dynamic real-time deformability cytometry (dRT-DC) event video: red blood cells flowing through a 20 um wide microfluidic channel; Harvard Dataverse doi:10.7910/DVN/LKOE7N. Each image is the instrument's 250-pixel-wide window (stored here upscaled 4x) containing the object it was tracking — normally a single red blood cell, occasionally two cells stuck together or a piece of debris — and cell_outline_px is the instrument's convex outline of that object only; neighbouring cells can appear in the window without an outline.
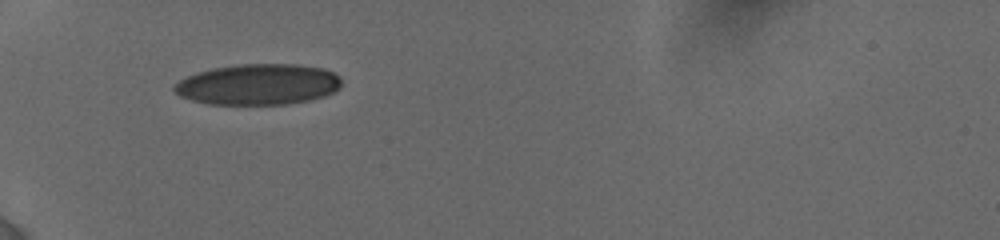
{"species": "human", "species_latin": "Homo sapiens", "temperature_condition": "cold", "stored_images_in_passage": 38, "camera_frame_rate_fps": 3000, "um_per_image_px": 0.085, "donor": {"sex": "female"}, "frame": {"image": 1, "passage_image": 1, "time_ms": 0.0, "image_size_px": [1000, 240], "cell_outline_px": [[340, 88], [324, 96], [308, 100], [288, 104], [208, 104], [192, 100], [180, 96], [172, 88], [184, 76], [196, 72], [212, 68], [240, 64], [296, 64], [324, 68], [340, 76]], "centroid_in_image_um": [21.93, 7.17], "position_along_channel_um": 63.1, "area_um2": 39.88}}
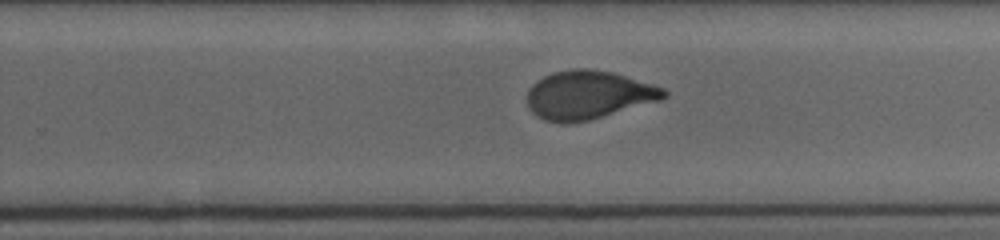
{"frame": {"image": 2, "passage_image": 23, "time_ms": 6.0, "image_size_px": [1000, 240], "cell_outline_px": [[668, 96], [660, 100], [588, 120], [564, 124], [560, 124], [544, 120], [532, 112], [528, 108], [528, 88], [536, 80], [552, 72], [572, 68], [592, 68], [612, 72], [652, 84], [664, 88], [668, 92]], "centroid_in_image_um": [49.97, 8.06], "position_along_channel_um": 279.8, "area_um2": 38.67}}
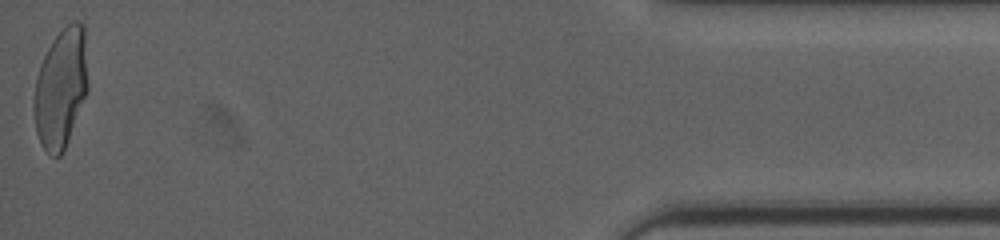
{"frame": {"image": 3, "passage_image": 38, "time_ms": 11.667, "image_size_px": [1000, 240], "cell_outline_px": [[88, 88], [64, 152], [60, 156], [52, 156], [44, 148], [36, 132], [36, 76], [40, 64], [52, 40], [72, 20], [76, 20], [84, 24], [88, 84]], "centroid_in_image_um": [5.21, 7.46], "position_along_channel_um": 430.0, "area_um2": 36.88}, "authors_computed_cell_mechanics": {"area_um2": 39.4485, "velocity_mm_per_s": 3.853, "shape_relaxation_time_tau1_ms": 5.1145, "shape_relaxation_time_tau2_ms": 0.702, "deformation_change_tau1": 0.1711, "deformation_change_tau2": 0.0653}}